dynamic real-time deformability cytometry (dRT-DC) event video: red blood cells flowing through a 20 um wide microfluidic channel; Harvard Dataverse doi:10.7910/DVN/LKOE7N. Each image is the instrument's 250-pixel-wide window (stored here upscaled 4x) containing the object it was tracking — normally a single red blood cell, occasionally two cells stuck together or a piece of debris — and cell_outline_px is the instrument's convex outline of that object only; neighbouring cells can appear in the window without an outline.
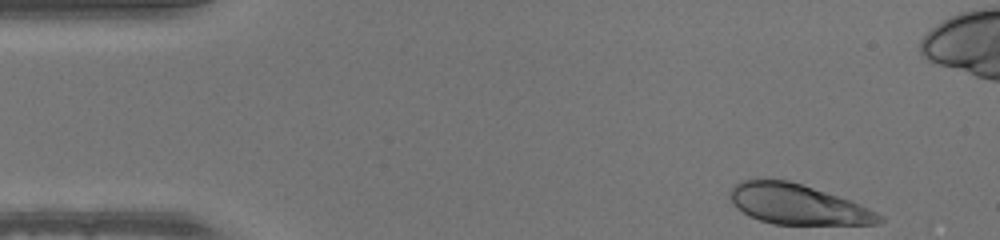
{"species": "human", "species_latin": "Homo sapiens", "temperature_condition": "warm", "stored_images_in_passage": 46, "camera_frame_rate_fps": 3000, "um_per_image_px": 0.085, "donor": {"sex": "male"}, "frame": {"image": 1, "passage_image": 1, "time_ms": 0.0, "image_size_px": [1000, 240], "cell_outline_px": [[884, 220], [876, 224], [772, 224], [748, 216], [736, 208], [728, 196], [728, 192], [736, 184], [744, 180], [788, 180], [848, 200], [876, 212], [884, 216]], "centroid_in_image_um": [67.74, 17.39], "position_along_channel_um": 17.3, "area_um2": 34.33}}
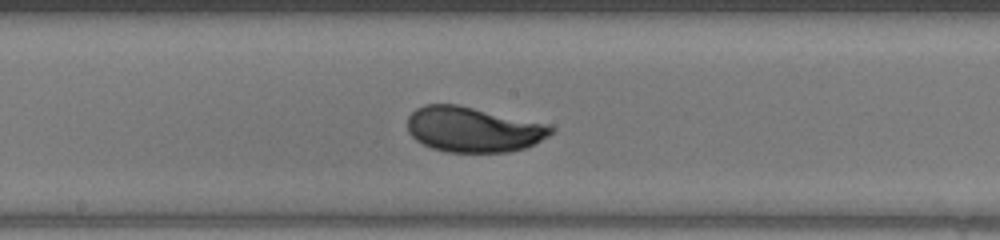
{"frame": {"image": 2, "passage_image": 22, "time_ms": 7.0, "image_size_px": [1000, 240], "cell_outline_px": [[556, 128], [548, 136], [524, 148], [508, 152], [444, 152], [432, 148], [416, 140], [408, 132], [408, 116], [416, 108], [424, 104], [456, 104], [548, 124]], "centroid_in_image_um": [40.19, 11.0], "position_along_channel_um": 208.0, "area_um2": 37.69}}
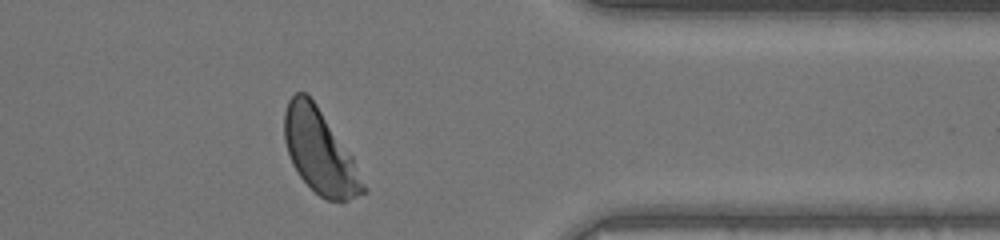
{"frame": {"image": 3, "passage_image": 36, "time_ms": 11.667, "image_size_px": [1000, 240], "cell_outline_px": [[368, 192], [348, 200], [328, 200], [320, 196], [300, 176], [292, 164], [284, 140], [284, 112], [288, 100], [296, 92], [304, 92], [316, 104], [352, 156], [368, 188]], "centroid_in_image_um": [27.19, 12.9], "position_along_channel_um": 384.2, "area_um2": 38.03}}